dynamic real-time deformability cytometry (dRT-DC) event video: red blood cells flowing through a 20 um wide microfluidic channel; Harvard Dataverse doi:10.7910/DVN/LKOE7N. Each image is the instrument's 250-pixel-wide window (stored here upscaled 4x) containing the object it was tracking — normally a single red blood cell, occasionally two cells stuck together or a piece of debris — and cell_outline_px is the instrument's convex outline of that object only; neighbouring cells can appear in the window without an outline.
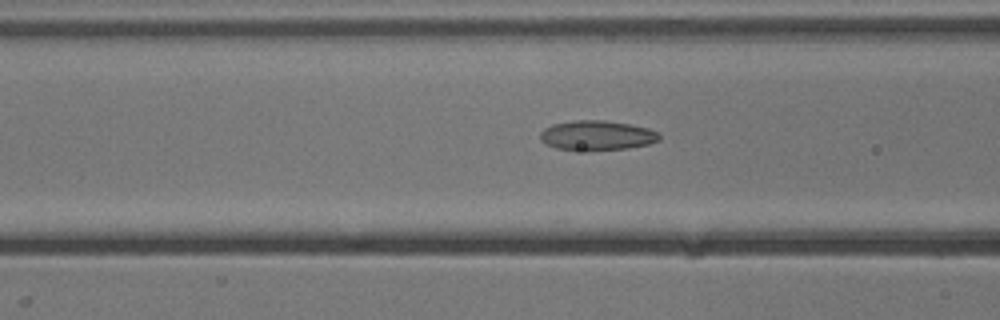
{"species": "common noctule bat (a hibernating species)", "species_latin": "Nyctalus noctula", "temperature_condition": "cold", "stored_images_in_passage": 33, "camera_frame_rate_fps": 3000, "um_per_image_px": 0.085, "animal": {"sex": "male", "body_mass_g": 13.3}, "frame": {"image": 1, "passage_image": 12, "time_ms": 3.667, "image_size_px": [1000, 320], "cell_outline_px": [[660, 140], [648, 144], [628, 148], [588, 152], [556, 148], [544, 144], [540, 140], [540, 132], [544, 128], [552, 124], [576, 120], [604, 120], [628, 124], [648, 128], [660, 132]], "centroid_in_image_um": [50.72, 11.53], "position_along_channel_um": 115.9, "area_um2": 21.1}}
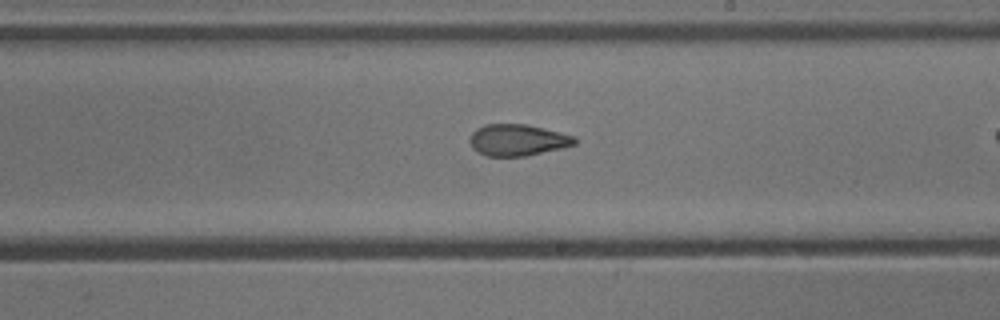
{"frame": {"image": 2, "passage_image": 22, "time_ms": 7.0, "image_size_px": [1000, 320], "cell_outline_px": [[576, 144], [560, 148], [524, 156], [488, 156], [476, 152], [472, 148], [472, 132], [476, 128], [484, 124], [528, 124], [576, 136]], "centroid_in_image_um": [44.0, 11.89], "position_along_channel_um": 245.0, "area_um2": 19.13}}
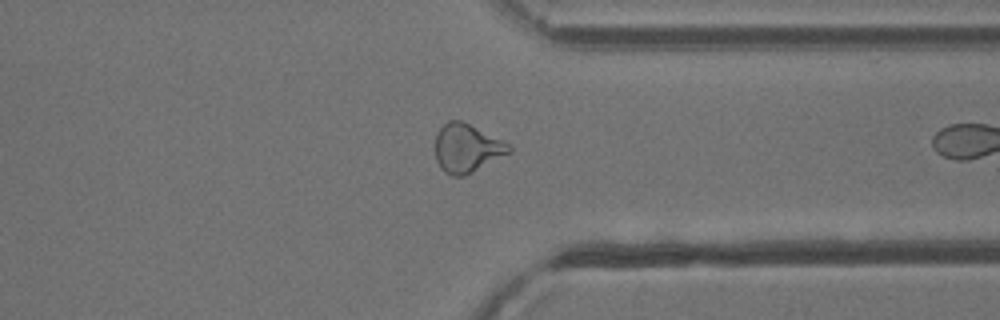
{"frame": {"image": 3, "passage_image": 32, "time_ms": 10.333, "image_size_px": [1000, 320], "cell_outline_px": [[512, 152], [464, 176], [452, 176], [444, 172], [440, 168], [436, 160], [436, 136], [440, 128], [448, 120], [460, 120], [512, 144]], "centroid_in_image_um": [39.7, 12.6], "position_along_channel_um": 371.7, "area_um2": 20.87}}